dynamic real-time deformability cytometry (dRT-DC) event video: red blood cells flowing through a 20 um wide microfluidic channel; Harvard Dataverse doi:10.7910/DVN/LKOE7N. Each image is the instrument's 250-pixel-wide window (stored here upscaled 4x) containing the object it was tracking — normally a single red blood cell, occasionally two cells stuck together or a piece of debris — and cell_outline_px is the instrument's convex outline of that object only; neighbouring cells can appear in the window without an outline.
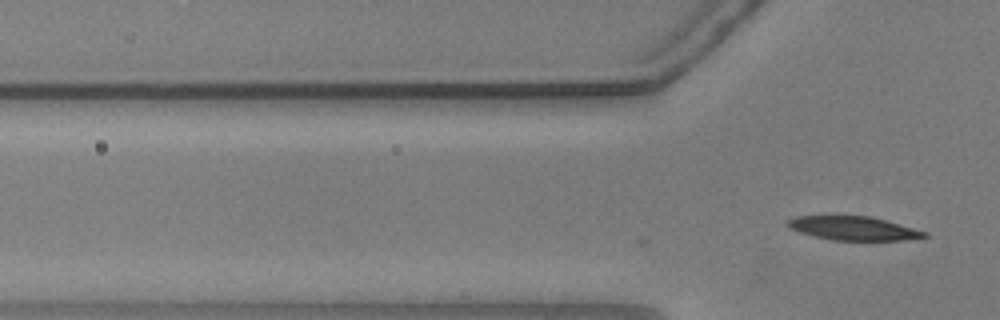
{"species": "common noctule bat (a hibernating species)", "species_latin": "Nyctalus noctula", "temperature_condition": "warm", "stored_images_in_passage": 2, "camera_frame_rate_fps": 3000, "um_per_image_px": 0.085, "animal": {"sex": "male", "body_mass_g": 20.5, "forearm_length_mm": 52.5}, "frame": {"image": 1, "passage_image": 2, "time_ms": 0.333, "image_size_px": [1000, 320], "cell_outline_px": [[928, 236], [904, 240], [832, 240], [812, 236], [788, 228], [784, 224], [788, 220], [796, 216], [868, 216], [884, 220], [928, 232]], "centroid_in_image_um": [72.48, 19.41], "position_along_channel_um": 53.3, "area_um2": 18.84}}